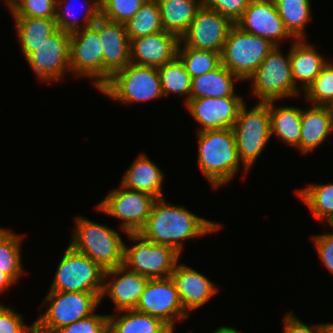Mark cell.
Masks as SVG:
<instances>
[{
  "label": "cell",
  "instance_id": "6da1fadb",
  "mask_svg": "<svg viewBox=\"0 0 333 333\" xmlns=\"http://www.w3.org/2000/svg\"><path fill=\"white\" fill-rule=\"evenodd\" d=\"M221 224L191 213L182 206L157 198L144 227L138 232L146 240L173 247L179 254L184 240L219 231Z\"/></svg>",
  "mask_w": 333,
  "mask_h": 333
},
{
  "label": "cell",
  "instance_id": "7a4b0ae2",
  "mask_svg": "<svg viewBox=\"0 0 333 333\" xmlns=\"http://www.w3.org/2000/svg\"><path fill=\"white\" fill-rule=\"evenodd\" d=\"M198 165L212 187L228 183L242 164L232 129L198 132Z\"/></svg>",
  "mask_w": 333,
  "mask_h": 333
},
{
  "label": "cell",
  "instance_id": "3957f363",
  "mask_svg": "<svg viewBox=\"0 0 333 333\" xmlns=\"http://www.w3.org/2000/svg\"><path fill=\"white\" fill-rule=\"evenodd\" d=\"M75 220L69 244L74 250L85 254L105 271L123 265L125 243L117 230L80 216Z\"/></svg>",
  "mask_w": 333,
  "mask_h": 333
},
{
  "label": "cell",
  "instance_id": "277c9868",
  "mask_svg": "<svg viewBox=\"0 0 333 333\" xmlns=\"http://www.w3.org/2000/svg\"><path fill=\"white\" fill-rule=\"evenodd\" d=\"M102 292L48 291L42 305L47 310L34 321L35 328L42 333H56L95 312Z\"/></svg>",
  "mask_w": 333,
  "mask_h": 333
},
{
  "label": "cell",
  "instance_id": "5b68a950",
  "mask_svg": "<svg viewBox=\"0 0 333 333\" xmlns=\"http://www.w3.org/2000/svg\"><path fill=\"white\" fill-rule=\"evenodd\" d=\"M275 46L268 39L245 32L234 24L220 53L221 64L241 81H247Z\"/></svg>",
  "mask_w": 333,
  "mask_h": 333
},
{
  "label": "cell",
  "instance_id": "8992f818",
  "mask_svg": "<svg viewBox=\"0 0 333 333\" xmlns=\"http://www.w3.org/2000/svg\"><path fill=\"white\" fill-rule=\"evenodd\" d=\"M99 91L126 105L163 96L158 68L133 63L116 71Z\"/></svg>",
  "mask_w": 333,
  "mask_h": 333
},
{
  "label": "cell",
  "instance_id": "52a82bcc",
  "mask_svg": "<svg viewBox=\"0 0 333 333\" xmlns=\"http://www.w3.org/2000/svg\"><path fill=\"white\" fill-rule=\"evenodd\" d=\"M245 105L241 107L232 130L246 173L270 141L271 133L269 102H258L250 110Z\"/></svg>",
  "mask_w": 333,
  "mask_h": 333
},
{
  "label": "cell",
  "instance_id": "ba28073f",
  "mask_svg": "<svg viewBox=\"0 0 333 333\" xmlns=\"http://www.w3.org/2000/svg\"><path fill=\"white\" fill-rule=\"evenodd\" d=\"M275 46L262 61L256 72L248 79L252 80V95L258 102L267 103L281 98L299 95L292 77L290 51L286 55Z\"/></svg>",
  "mask_w": 333,
  "mask_h": 333
},
{
  "label": "cell",
  "instance_id": "9c48e42d",
  "mask_svg": "<svg viewBox=\"0 0 333 333\" xmlns=\"http://www.w3.org/2000/svg\"><path fill=\"white\" fill-rule=\"evenodd\" d=\"M135 245H124L123 265L149 279L169 278L180 254L171 246L146 240L139 233H127Z\"/></svg>",
  "mask_w": 333,
  "mask_h": 333
},
{
  "label": "cell",
  "instance_id": "30bf717a",
  "mask_svg": "<svg viewBox=\"0 0 333 333\" xmlns=\"http://www.w3.org/2000/svg\"><path fill=\"white\" fill-rule=\"evenodd\" d=\"M57 266L50 291L102 292L104 272L96 262L70 245Z\"/></svg>",
  "mask_w": 333,
  "mask_h": 333
},
{
  "label": "cell",
  "instance_id": "8fae6325",
  "mask_svg": "<svg viewBox=\"0 0 333 333\" xmlns=\"http://www.w3.org/2000/svg\"><path fill=\"white\" fill-rule=\"evenodd\" d=\"M156 198L140 191L119 189L110 193L97 205V210L121 220L120 228L127 233H138L145 225Z\"/></svg>",
  "mask_w": 333,
  "mask_h": 333
},
{
  "label": "cell",
  "instance_id": "7c38bea8",
  "mask_svg": "<svg viewBox=\"0 0 333 333\" xmlns=\"http://www.w3.org/2000/svg\"><path fill=\"white\" fill-rule=\"evenodd\" d=\"M70 35L57 29L25 58L40 81H61L70 71Z\"/></svg>",
  "mask_w": 333,
  "mask_h": 333
},
{
  "label": "cell",
  "instance_id": "4fadbf2b",
  "mask_svg": "<svg viewBox=\"0 0 333 333\" xmlns=\"http://www.w3.org/2000/svg\"><path fill=\"white\" fill-rule=\"evenodd\" d=\"M102 40L92 25L70 35V72L91 78L100 90L103 87Z\"/></svg>",
  "mask_w": 333,
  "mask_h": 333
},
{
  "label": "cell",
  "instance_id": "5bb4252c",
  "mask_svg": "<svg viewBox=\"0 0 333 333\" xmlns=\"http://www.w3.org/2000/svg\"><path fill=\"white\" fill-rule=\"evenodd\" d=\"M136 311L149 314L161 319L164 323L174 325L176 321L189 318L184 311L171 277L163 279H149Z\"/></svg>",
  "mask_w": 333,
  "mask_h": 333
},
{
  "label": "cell",
  "instance_id": "9a60e30c",
  "mask_svg": "<svg viewBox=\"0 0 333 333\" xmlns=\"http://www.w3.org/2000/svg\"><path fill=\"white\" fill-rule=\"evenodd\" d=\"M233 25L229 18L202 5L180 42L183 47L221 53Z\"/></svg>",
  "mask_w": 333,
  "mask_h": 333
},
{
  "label": "cell",
  "instance_id": "2e32d148",
  "mask_svg": "<svg viewBox=\"0 0 333 333\" xmlns=\"http://www.w3.org/2000/svg\"><path fill=\"white\" fill-rule=\"evenodd\" d=\"M244 104L243 97H203L189 99L185 103V107L194 120L200 124L198 132H203L232 129Z\"/></svg>",
  "mask_w": 333,
  "mask_h": 333
},
{
  "label": "cell",
  "instance_id": "e0dca14e",
  "mask_svg": "<svg viewBox=\"0 0 333 333\" xmlns=\"http://www.w3.org/2000/svg\"><path fill=\"white\" fill-rule=\"evenodd\" d=\"M243 31L268 39L274 45L292 36L278 14L274 0H251L241 18L235 23Z\"/></svg>",
  "mask_w": 333,
  "mask_h": 333
},
{
  "label": "cell",
  "instance_id": "ac0fdd59",
  "mask_svg": "<svg viewBox=\"0 0 333 333\" xmlns=\"http://www.w3.org/2000/svg\"><path fill=\"white\" fill-rule=\"evenodd\" d=\"M93 26L102 40L103 86L118 70L130 63V40L125 24L99 17Z\"/></svg>",
  "mask_w": 333,
  "mask_h": 333
},
{
  "label": "cell",
  "instance_id": "d6986e66",
  "mask_svg": "<svg viewBox=\"0 0 333 333\" xmlns=\"http://www.w3.org/2000/svg\"><path fill=\"white\" fill-rule=\"evenodd\" d=\"M113 277L114 280L107 281ZM149 278L128 270L124 265L104 272L103 290L100 301L106 295L119 311L132 310L137 306Z\"/></svg>",
  "mask_w": 333,
  "mask_h": 333
},
{
  "label": "cell",
  "instance_id": "ffe728a7",
  "mask_svg": "<svg viewBox=\"0 0 333 333\" xmlns=\"http://www.w3.org/2000/svg\"><path fill=\"white\" fill-rule=\"evenodd\" d=\"M180 39L160 31L130 41V63L159 68L177 56Z\"/></svg>",
  "mask_w": 333,
  "mask_h": 333
},
{
  "label": "cell",
  "instance_id": "44dd1931",
  "mask_svg": "<svg viewBox=\"0 0 333 333\" xmlns=\"http://www.w3.org/2000/svg\"><path fill=\"white\" fill-rule=\"evenodd\" d=\"M176 286L181 305L184 311L196 310L218 291L217 286L212 283L205 275L199 273L186 264H176L170 276Z\"/></svg>",
  "mask_w": 333,
  "mask_h": 333
},
{
  "label": "cell",
  "instance_id": "7402d4cb",
  "mask_svg": "<svg viewBox=\"0 0 333 333\" xmlns=\"http://www.w3.org/2000/svg\"><path fill=\"white\" fill-rule=\"evenodd\" d=\"M289 50L291 72L295 86L299 87L297 84L300 81L302 91H305L328 61L317 52L312 44L305 42L304 39L293 40Z\"/></svg>",
  "mask_w": 333,
  "mask_h": 333
},
{
  "label": "cell",
  "instance_id": "603a6c76",
  "mask_svg": "<svg viewBox=\"0 0 333 333\" xmlns=\"http://www.w3.org/2000/svg\"><path fill=\"white\" fill-rule=\"evenodd\" d=\"M164 174L145 154H141L126 170L121 185L127 189L163 198L162 182Z\"/></svg>",
  "mask_w": 333,
  "mask_h": 333
},
{
  "label": "cell",
  "instance_id": "cb8c5ba5",
  "mask_svg": "<svg viewBox=\"0 0 333 333\" xmlns=\"http://www.w3.org/2000/svg\"><path fill=\"white\" fill-rule=\"evenodd\" d=\"M332 131L333 119L327 106L313 105L309 109H302L300 152H311L324 143Z\"/></svg>",
  "mask_w": 333,
  "mask_h": 333
},
{
  "label": "cell",
  "instance_id": "d4e9b609",
  "mask_svg": "<svg viewBox=\"0 0 333 333\" xmlns=\"http://www.w3.org/2000/svg\"><path fill=\"white\" fill-rule=\"evenodd\" d=\"M241 81L223 64L214 70L192 78L190 99L203 97H240L235 94L234 81Z\"/></svg>",
  "mask_w": 333,
  "mask_h": 333
},
{
  "label": "cell",
  "instance_id": "484cf974",
  "mask_svg": "<svg viewBox=\"0 0 333 333\" xmlns=\"http://www.w3.org/2000/svg\"><path fill=\"white\" fill-rule=\"evenodd\" d=\"M165 32L179 39L186 33L203 0H157Z\"/></svg>",
  "mask_w": 333,
  "mask_h": 333
},
{
  "label": "cell",
  "instance_id": "4316f807",
  "mask_svg": "<svg viewBox=\"0 0 333 333\" xmlns=\"http://www.w3.org/2000/svg\"><path fill=\"white\" fill-rule=\"evenodd\" d=\"M270 133L282 142L292 147L299 148L301 136L302 108L293 106H274V101L269 102Z\"/></svg>",
  "mask_w": 333,
  "mask_h": 333
},
{
  "label": "cell",
  "instance_id": "83f0119b",
  "mask_svg": "<svg viewBox=\"0 0 333 333\" xmlns=\"http://www.w3.org/2000/svg\"><path fill=\"white\" fill-rule=\"evenodd\" d=\"M24 57L57 30L55 18L13 16Z\"/></svg>",
  "mask_w": 333,
  "mask_h": 333
},
{
  "label": "cell",
  "instance_id": "f1b7e54d",
  "mask_svg": "<svg viewBox=\"0 0 333 333\" xmlns=\"http://www.w3.org/2000/svg\"><path fill=\"white\" fill-rule=\"evenodd\" d=\"M119 313L108 315V333H157L166 324L157 317L135 309Z\"/></svg>",
  "mask_w": 333,
  "mask_h": 333
},
{
  "label": "cell",
  "instance_id": "f546056e",
  "mask_svg": "<svg viewBox=\"0 0 333 333\" xmlns=\"http://www.w3.org/2000/svg\"><path fill=\"white\" fill-rule=\"evenodd\" d=\"M274 2L293 40L305 39V27L312 16L310 0H274Z\"/></svg>",
  "mask_w": 333,
  "mask_h": 333
},
{
  "label": "cell",
  "instance_id": "4dcf8cb0",
  "mask_svg": "<svg viewBox=\"0 0 333 333\" xmlns=\"http://www.w3.org/2000/svg\"><path fill=\"white\" fill-rule=\"evenodd\" d=\"M158 73L163 97L170 95V93L180 96L185 94L187 96L184 102L186 103L190 99L192 78L178 56L159 67Z\"/></svg>",
  "mask_w": 333,
  "mask_h": 333
},
{
  "label": "cell",
  "instance_id": "1f68e13d",
  "mask_svg": "<svg viewBox=\"0 0 333 333\" xmlns=\"http://www.w3.org/2000/svg\"><path fill=\"white\" fill-rule=\"evenodd\" d=\"M125 27L130 41L164 31L157 0H146Z\"/></svg>",
  "mask_w": 333,
  "mask_h": 333
},
{
  "label": "cell",
  "instance_id": "d6a6232c",
  "mask_svg": "<svg viewBox=\"0 0 333 333\" xmlns=\"http://www.w3.org/2000/svg\"><path fill=\"white\" fill-rule=\"evenodd\" d=\"M315 218L328 221L333 216V183L313 184L296 190Z\"/></svg>",
  "mask_w": 333,
  "mask_h": 333
},
{
  "label": "cell",
  "instance_id": "836d02e7",
  "mask_svg": "<svg viewBox=\"0 0 333 333\" xmlns=\"http://www.w3.org/2000/svg\"><path fill=\"white\" fill-rule=\"evenodd\" d=\"M177 56L191 78L206 74L221 64L220 52L182 47V42L179 43Z\"/></svg>",
  "mask_w": 333,
  "mask_h": 333
},
{
  "label": "cell",
  "instance_id": "e575fe53",
  "mask_svg": "<svg viewBox=\"0 0 333 333\" xmlns=\"http://www.w3.org/2000/svg\"><path fill=\"white\" fill-rule=\"evenodd\" d=\"M66 1V4H65ZM71 1L69 0H56V25L57 29L72 34L73 32L79 31L82 28L92 26L96 20L101 16L100 0H94L89 5L87 4L86 12L83 14L84 23L79 24L76 20L75 14L69 8ZM65 4V5H64ZM60 6V7H59ZM62 8V10H61ZM70 11V13H69ZM72 15L73 17H71Z\"/></svg>",
  "mask_w": 333,
  "mask_h": 333
},
{
  "label": "cell",
  "instance_id": "d590c367",
  "mask_svg": "<svg viewBox=\"0 0 333 333\" xmlns=\"http://www.w3.org/2000/svg\"><path fill=\"white\" fill-rule=\"evenodd\" d=\"M22 235L8 231L0 238V270L15 282L23 275L21 260Z\"/></svg>",
  "mask_w": 333,
  "mask_h": 333
},
{
  "label": "cell",
  "instance_id": "8d00e7d4",
  "mask_svg": "<svg viewBox=\"0 0 333 333\" xmlns=\"http://www.w3.org/2000/svg\"><path fill=\"white\" fill-rule=\"evenodd\" d=\"M304 93L312 105L328 106L333 100V63L327 62Z\"/></svg>",
  "mask_w": 333,
  "mask_h": 333
},
{
  "label": "cell",
  "instance_id": "74e56055",
  "mask_svg": "<svg viewBox=\"0 0 333 333\" xmlns=\"http://www.w3.org/2000/svg\"><path fill=\"white\" fill-rule=\"evenodd\" d=\"M146 0H100L101 17L123 23L129 21Z\"/></svg>",
  "mask_w": 333,
  "mask_h": 333
},
{
  "label": "cell",
  "instance_id": "f35d334b",
  "mask_svg": "<svg viewBox=\"0 0 333 333\" xmlns=\"http://www.w3.org/2000/svg\"><path fill=\"white\" fill-rule=\"evenodd\" d=\"M56 333H108V315L93 313L62 327Z\"/></svg>",
  "mask_w": 333,
  "mask_h": 333
},
{
  "label": "cell",
  "instance_id": "ab89813d",
  "mask_svg": "<svg viewBox=\"0 0 333 333\" xmlns=\"http://www.w3.org/2000/svg\"><path fill=\"white\" fill-rule=\"evenodd\" d=\"M12 16L55 18L56 0H23Z\"/></svg>",
  "mask_w": 333,
  "mask_h": 333
},
{
  "label": "cell",
  "instance_id": "60d3db41",
  "mask_svg": "<svg viewBox=\"0 0 333 333\" xmlns=\"http://www.w3.org/2000/svg\"><path fill=\"white\" fill-rule=\"evenodd\" d=\"M250 2L251 0H203V5L219 12L235 24Z\"/></svg>",
  "mask_w": 333,
  "mask_h": 333
},
{
  "label": "cell",
  "instance_id": "b9f144b4",
  "mask_svg": "<svg viewBox=\"0 0 333 333\" xmlns=\"http://www.w3.org/2000/svg\"><path fill=\"white\" fill-rule=\"evenodd\" d=\"M23 315L0 304V333H29L35 326L25 325Z\"/></svg>",
  "mask_w": 333,
  "mask_h": 333
},
{
  "label": "cell",
  "instance_id": "7bdbcfd3",
  "mask_svg": "<svg viewBox=\"0 0 333 333\" xmlns=\"http://www.w3.org/2000/svg\"><path fill=\"white\" fill-rule=\"evenodd\" d=\"M283 333H329L328 323L306 325L298 317L288 312L283 318Z\"/></svg>",
  "mask_w": 333,
  "mask_h": 333
},
{
  "label": "cell",
  "instance_id": "ee69618b",
  "mask_svg": "<svg viewBox=\"0 0 333 333\" xmlns=\"http://www.w3.org/2000/svg\"><path fill=\"white\" fill-rule=\"evenodd\" d=\"M312 239L322 263L333 274V235L325 233Z\"/></svg>",
  "mask_w": 333,
  "mask_h": 333
},
{
  "label": "cell",
  "instance_id": "f6af8a7d",
  "mask_svg": "<svg viewBox=\"0 0 333 333\" xmlns=\"http://www.w3.org/2000/svg\"><path fill=\"white\" fill-rule=\"evenodd\" d=\"M16 283L9 275L0 270V292L8 289L12 284Z\"/></svg>",
  "mask_w": 333,
  "mask_h": 333
},
{
  "label": "cell",
  "instance_id": "bcb514c9",
  "mask_svg": "<svg viewBox=\"0 0 333 333\" xmlns=\"http://www.w3.org/2000/svg\"><path fill=\"white\" fill-rule=\"evenodd\" d=\"M213 333H239V331L229 326H221L213 331Z\"/></svg>",
  "mask_w": 333,
  "mask_h": 333
},
{
  "label": "cell",
  "instance_id": "7dc6e473",
  "mask_svg": "<svg viewBox=\"0 0 333 333\" xmlns=\"http://www.w3.org/2000/svg\"><path fill=\"white\" fill-rule=\"evenodd\" d=\"M5 1H6L5 3H7L6 5L9 7L8 9L12 13L23 0H5Z\"/></svg>",
  "mask_w": 333,
  "mask_h": 333
},
{
  "label": "cell",
  "instance_id": "c3c4849f",
  "mask_svg": "<svg viewBox=\"0 0 333 333\" xmlns=\"http://www.w3.org/2000/svg\"><path fill=\"white\" fill-rule=\"evenodd\" d=\"M174 325L165 324L157 333H174Z\"/></svg>",
  "mask_w": 333,
  "mask_h": 333
},
{
  "label": "cell",
  "instance_id": "681fc988",
  "mask_svg": "<svg viewBox=\"0 0 333 333\" xmlns=\"http://www.w3.org/2000/svg\"><path fill=\"white\" fill-rule=\"evenodd\" d=\"M329 112L331 113L332 119H333V100L328 104Z\"/></svg>",
  "mask_w": 333,
  "mask_h": 333
},
{
  "label": "cell",
  "instance_id": "f907efd6",
  "mask_svg": "<svg viewBox=\"0 0 333 333\" xmlns=\"http://www.w3.org/2000/svg\"><path fill=\"white\" fill-rule=\"evenodd\" d=\"M326 222L328 223V225H330V227L333 230V216L328 221H326ZM329 233L333 235V231L329 232Z\"/></svg>",
  "mask_w": 333,
  "mask_h": 333
},
{
  "label": "cell",
  "instance_id": "816d5d0a",
  "mask_svg": "<svg viewBox=\"0 0 333 333\" xmlns=\"http://www.w3.org/2000/svg\"><path fill=\"white\" fill-rule=\"evenodd\" d=\"M7 229L0 228V238L7 232Z\"/></svg>",
  "mask_w": 333,
  "mask_h": 333
},
{
  "label": "cell",
  "instance_id": "f5cc1de1",
  "mask_svg": "<svg viewBox=\"0 0 333 333\" xmlns=\"http://www.w3.org/2000/svg\"><path fill=\"white\" fill-rule=\"evenodd\" d=\"M329 333H333V323H328Z\"/></svg>",
  "mask_w": 333,
  "mask_h": 333
},
{
  "label": "cell",
  "instance_id": "db71d44e",
  "mask_svg": "<svg viewBox=\"0 0 333 333\" xmlns=\"http://www.w3.org/2000/svg\"><path fill=\"white\" fill-rule=\"evenodd\" d=\"M29 333H42V332L38 331V330L34 327Z\"/></svg>",
  "mask_w": 333,
  "mask_h": 333
}]
</instances>
